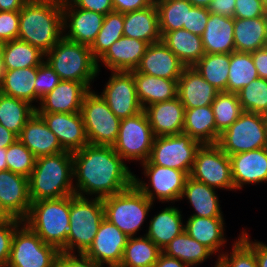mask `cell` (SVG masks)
Listing matches in <instances>:
<instances>
[{"mask_svg": "<svg viewBox=\"0 0 267 267\" xmlns=\"http://www.w3.org/2000/svg\"><path fill=\"white\" fill-rule=\"evenodd\" d=\"M215 190L216 189L205 183L194 180L192 177L188 176L185 181L181 200L186 198L194 211H196L191 216L207 218L223 217L219 204V197Z\"/></svg>", "mask_w": 267, "mask_h": 267, "instance_id": "33", "label": "cell"}, {"mask_svg": "<svg viewBox=\"0 0 267 267\" xmlns=\"http://www.w3.org/2000/svg\"><path fill=\"white\" fill-rule=\"evenodd\" d=\"M190 177L214 189L235 190L230 158L217 144L201 145Z\"/></svg>", "mask_w": 267, "mask_h": 267, "instance_id": "13", "label": "cell"}, {"mask_svg": "<svg viewBox=\"0 0 267 267\" xmlns=\"http://www.w3.org/2000/svg\"><path fill=\"white\" fill-rule=\"evenodd\" d=\"M54 1L62 6L73 2V0H54Z\"/></svg>", "mask_w": 267, "mask_h": 267, "instance_id": "68", "label": "cell"}, {"mask_svg": "<svg viewBox=\"0 0 267 267\" xmlns=\"http://www.w3.org/2000/svg\"><path fill=\"white\" fill-rule=\"evenodd\" d=\"M18 139L36 158L65 151L56 135L47 127L43 118L36 111L24 125Z\"/></svg>", "mask_w": 267, "mask_h": 267, "instance_id": "26", "label": "cell"}, {"mask_svg": "<svg viewBox=\"0 0 267 267\" xmlns=\"http://www.w3.org/2000/svg\"><path fill=\"white\" fill-rule=\"evenodd\" d=\"M215 263L216 264L214 267H218V258H217ZM200 264H202V263H185L184 267H194V266L196 267L197 265H200Z\"/></svg>", "mask_w": 267, "mask_h": 267, "instance_id": "67", "label": "cell"}, {"mask_svg": "<svg viewBox=\"0 0 267 267\" xmlns=\"http://www.w3.org/2000/svg\"><path fill=\"white\" fill-rule=\"evenodd\" d=\"M182 212L178 207L168 206L149 221L147 236L161 250L184 231Z\"/></svg>", "mask_w": 267, "mask_h": 267, "instance_id": "30", "label": "cell"}, {"mask_svg": "<svg viewBox=\"0 0 267 267\" xmlns=\"http://www.w3.org/2000/svg\"><path fill=\"white\" fill-rule=\"evenodd\" d=\"M62 10L63 36L70 41L91 46L102 28L105 15L76 8L72 3L63 5Z\"/></svg>", "mask_w": 267, "mask_h": 267, "instance_id": "17", "label": "cell"}, {"mask_svg": "<svg viewBox=\"0 0 267 267\" xmlns=\"http://www.w3.org/2000/svg\"><path fill=\"white\" fill-rule=\"evenodd\" d=\"M236 0H212L208 11L223 17L234 18Z\"/></svg>", "mask_w": 267, "mask_h": 267, "instance_id": "57", "label": "cell"}, {"mask_svg": "<svg viewBox=\"0 0 267 267\" xmlns=\"http://www.w3.org/2000/svg\"><path fill=\"white\" fill-rule=\"evenodd\" d=\"M182 133L204 144H216V124L211 105L185 108Z\"/></svg>", "mask_w": 267, "mask_h": 267, "instance_id": "35", "label": "cell"}, {"mask_svg": "<svg viewBox=\"0 0 267 267\" xmlns=\"http://www.w3.org/2000/svg\"><path fill=\"white\" fill-rule=\"evenodd\" d=\"M80 113L89 144L102 146L115 144L121 120L97 92L90 89L85 94Z\"/></svg>", "mask_w": 267, "mask_h": 267, "instance_id": "9", "label": "cell"}, {"mask_svg": "<svg viewBox=\"0 0 267 267\" xmlns=\"http://www.w3.org/2000/svg\"><path fill=\"white\" fill-rule=\"evenodd\" d=\"M19 11H0V43L18 39Z\"/></svg>", "mask_w": 267, "mask_h": 267, "instance_id": "51", "label": "cell"}, {"mask_svg": "<svg viewBox=\"0 0 267 267\" xmlns=\"http://www.w3.org/2000/svg\"><path fill=\"white\" fill-rule=\"evenodd\" d=\"M5 70L39 66L45 60V54L37 47L19 39L3 43Z\"/></svg>", "mask_w": 267, "mask_h": 267, "instance_id": "39", "label": "cell"}, {"mask_svg": "<svg viewBox=\"0 0 267 267\" xmlns=\"http://www.w3.org/2000/svg\"><path fill=\"white\" fill-rule=\"evenodd\" d=\"M201 145L199 141L184 133L156 136L149 159L140 164L169 167L184 171L190 176L196 152Z\"/></svg>", "mask_w": 267, "mask_h": 267, "instance_id": "10", "label": "cell"}, {"mask_svg": "<svg viewBox=\"0 0 267 267\" xmlns=\"http://www.w3.org/2000/svg\"><path fill=\"white\" fill-rule=\"evenodd\" d=\"M22 223V220L14 218L10 222L0 224V267L7 266L14 232Z\"/></svg>", "mask_w": 267, "mask_h": 267, "instance_id": "50", "label": "cell"}, {"mask_svg": "<svg viewBox=\"0 0 267 267\" xmlns=\"http://www.w3.org/2000/svg\"><path fill=\"white\" fill-rule=\"evenodd\" d=\"M243 111L265 114L267 111V79L257 78L238 93Z\"/></svg>", "mask_w": 267, "mask_h": 267, "instance_id": "46", "label": "cell"}, {"mask_svg": "<svg viewBox=\"0 0 267 267\" xmlns=\"http://www.w3.org/2000/svg\"><path fill=\"white\" fill-rule=\"evenodd\" d=\"M234 44L236 52L246 53L267 47V15L234 18Z\"/></svg>", "mask_w": 267, "mask_h": 267, "instance_id": "32", "label": "cell"}, {"mask_svg": "<svg viewBox=\"0 0 267 267\" xmlns=\"http://www.w3.org/2000/svg\"><path fill=\"white\" fill-rule=\"evenodd\" d=\"M89 89L81 82L61 80L57 86L41 98L37 113H78Z\"/></svg>", "mask_w": 267, "mask_h": 267, "instance_id": "21", "label": "cell"}, {"mask_svg": "<svg viewBox=\"0 0 267 267\" xmlns=\"http://www.w3.org/2000/svg\"><path fill=\"white\" fill-rule=\"evenodd\" d=\"M217 145L228 156L267 147V121L264 114L243 111L220 134Z\"/></svg>", "mask_w": 267, "mask_h": 267, "instance_id": "8", "label": "cell"}, {"mask_svg": "<svg viewBox=\"0 0 267 267\" xmlns=\"http://www.w3.org/2000/svg\"><path fill=\"white\" fill-rule=\"evenodd\" d=\"M235 190L246 184L267 182V147L230 155Z\"/></svg>", "mask_w": 267, "mask_h": 267, "instance_id": "20", "label": "cell"}, {"mask_svg": "<svg viewBox=\"0 0 267 267\" xmlns=\"http://www.w3.org/2000/svg\"><path fill=\"white\" fill-rule=\"evenodd\" d=\"M185 68V64L162 41H158L148 45L135 70L146 75L178 80Z\"/></svg>", "mask_w": 267, "mask_h": 267, "instance_id": "19", "label": "cell"}, {"mask_svg": "<svg viewBox=\"0 0 267 267\" xmlns=\"http://www.w3.org/2000/svg\"><path fill=\"white\" fill-rule=\"evenodd\" d=\"M148 43L138 39L122 36L115 41L107 52L97 61L98 71L100 63L110 71H133L139 65L145 54Z\"/></svg>", "mask_w": 267, "mask_h": 267, "instance_id": "23", "label": "cell"}, {"mask_svg": "<svg viewBox=\"0 0 267 267\" xmlns=\"http://www.w3.org/2000/svg\"><path fill=\"white\" fill-rule=\"evenodd\" d=\"M70 196V224L65 253H85L92 245L101 221L104 219L103 200L100 198ZM75 251V252H74Z\"/></svg>", "mask_w": 267, "mask_h": 267, "instance_id": "6", "label": "cell"}, {"mask_svg": "<svg viewBox=\"0 0 267 267\" xmlns=\"http://www.w3.org/2000/svg\"><path fill=\"white\" fill-rule=\"evenodd\" d=\"M240 235L254 248L258 267H267V245L260 241L250 240L245 230Z\"/></svg>", "mask_w": 267, "mask_h": 267, "instance_id": "58", "label": "cell"}, {"mask_svg": "<svg viewBox=\"0 0 267 267\" xmlns=\"http://www.w3.org/2000/svg\"><path fill=\"white\" fill-rule=\"evenodd\" d=\"M102 200L104 218L117 226L127 237H136L154 205L134 184Z\"/></svg>", "mask_w": 267, "mask_h": 267, "instance_id": "7", "label": "cell"}, {"mask_svg": "<svg viewBox=\"0 0 267 267\" xmlns=\"http://www.w3.org/2000/svg\"><path fill=\"white\" fill-rule=\"evenodd\" d=\"M70 196L31 202L23 222L46 244L59 251L66 245L70 224Z\"/></svg>", "mask_w": 267, "mask_h": 267, "instance_id": "5", "label": "cell"}, {"mask_svg": "<svg viewBox=\"0 0 267 267\" xmlns=\"http://www.w3.org/2000/svg\"><path fill=\"white\" fill-rule=\"evenodd\" d=\"M0 200L14 218L23 221L31 207L28 177L9 170L0 171Z\"/></svg>", "mask_w": 267, "mask_h": 267, "instance_id": "22", "label": "cell"}, {"mask_svg": "<svg viewBox=\"0 0 267 267\" xmlns=\"http://www.w3.org/2000/svg\"><path fill=\"white\" fill-rule=\"evenodd\" d=\"M161 252L145 235L129 237L119 267H153Z\"/></svg>", "mask_w": 267, "mask_h": 267, "instance_id": "38", "label": "cell"}, {"mask_svg": "<svg viewBox=\"0 0 267 267\" xmlns=\"http://www.w3.org/2000/svg\"><path fill=\"white\" fill-rule=\"evenodd\" d=\"M47 127L56 135L65 151L75 152L89 144L85 125L78 113H38Z\"/></svg>", "mask_w": 267, "mask_h": 267, "instance_id": "18", "label": "cell"}, {"mask_svg": "<svg viewBox=\"0 0 267 267\" xmlns=\"http://www.w3.org/2000/svg\"><path fill=\"white\" fill-rule=\"evenodd\" d=\"M154 134L145 111L120 121L119 134L114 151L123 160L145 162L149 159Z\"/></svg>", "mask_w": 267, "mask_h": 267, "instance_id": "12", "label": "cell"}, {"mask_svg": "<svg viewBox=\"0 0 267 267\" xmlns=\"http://www.w3.org/2000/svg\"><path fill=\"white\" fill-rule=\"evenodd\" d=\"M72 155L75 195L104 199L133 185V172L113 146L87 144Z\"/></svg>", "mask_w": 267, "mask_h": 267, "instance_id": "1", "label": "cell"}, {"mask_svg": "<svg viewBox=\"0 0 267 267\" xmlns=\"http://www.w3.org/2000/svg\"><path fill=\"white\" fill-rule=\"evenodd\" d=\"M4 59H3V43H0V83L5 72Z\"/></svg>", "mask_w": 267, "mask_h": 267, "instance_id": "66", "label": "cell"}, {"mask_svg": "<svg viewBox=\"0 0 267 267\" xmlns=\"http://www.w3.org/2000/svg\"><path fill=\"white\" fill-rule=\"evenodd\" d=\"M147 184L134 174L133 184L151 201L162 203L180 201L188 175L181 170L158 165H142ZM173 201V202H172Z\"/></svg>", "mask_w": 267, "mask_h": 267, "instance_id": "14", "label": "cell"}, {"mask_svg": "<svg viewBox=\"0 0 267 267\" xmlns=\"http://www.w3.org/2000/svg\"><path fill=\"white\" fill-rule=\"evenodd\" d=\"M72 4L76 8L90 10L102 15L114 11L112 0H73Z\"/></svg>", "mask_w": 267, "mask_h": 267, "instance_id": "55", "label": "cell"}, {"mask_svg": "<svg viewBox=\"0 0 267 267\" xmlns=\"http://www.w3.org/2000/svg\"><path fill=\"white\" fill-rule=\"evenodd\" d=\"M6 161L8 170L29 177L35 167V155L17 139L7 147Z\"/></svg>", "mask_w": 267, "mask_h": 267, "instance_id": "48", "label": "cell"}, {"mask_svg": "<svg viewBox=\"0 0 267 267\" xmlns=\"http://www.w3.org/2000/svg\"><path fill=\"white\" fill-rule=\"evenodd\" d=\"M18 139V136L0 124V148H7Z\"/></svg>", "mask_w": 267, "mask_h": 267, "instance_id": "61", "label": "cell"}, {"mask_svg": "<svg viewBox=\"0 0 267 267\" xmlns=\"http://www.w3.org/2000/svg\"><path fill=\"white\" fill-rule=\"evenodd\" d=\"M45 61L61 80L83 83L89 90L99 75L97 60L90 46L70 41L64 36L45 54Z\"/></svg>", "mask_w": 267, "mask_h": 267, "instance_id": "4", "label": "cell"}, {"mask_svg": "<svg viewBox=\"0 0 267 267\" xmlns=\"http://www.w3.org/2000/svg\"><path fill=\"white\" fill-rule=\"evenodd\" d=\"M209 17L208 8L193 6L191 9H187V31L202 36Z\"/></svg>", "mask_w": 267, "mask_h": 267, "instance_id": "53", "label": "cell"}, {"mask_svg": "<svg viewBox=\"0 0 267 267\" xmlns=\"http://www.w3.org/2000/svg\"><path fill=\"white\" fill-rule=\"evenodd\" d=\"M264 117H265V119L267 121V111L265 112Z\"/></svg>", "mask_w": 267, "mask_h": 267, "instance_id": "70", "label": "cell"}, {"mask_svg": "<svg viewBox=\"0 0 267 267\" xmlns=\"http://www.w3.org/2000/svg\"><path fill=\"white\" fill-rule=\"evenodd\" d=\"M219 91L192 66L186 67L177 83V97L184 108L211 105Z\"/></svg>", "mask_w": 267, "mask_h": 267, "instance_id": "25", "label": "cell"}, {"mask_svg": "<svg viewBox=\"0 0 267 267\" xmlns=\"http://www.w3.org/2000/svg\"><path fill=\"white\" fill-rule=\"evenodd\" d=\"M264 6L267 8V0H262Z\"/></svg>", "mask_w": 267, "mask_h": 267, "instance_id": "69", "label": "cell"}, {"mask_svg": "<svg viewBox=\"0 0 267 267\" xmlns=\"http://www.w3.org/2000/svg\"><path fill=\"white\" fill-rule=\"evenodd\" d=\"M7 148H0V171L8 170V164L6 161Z\"/></svg>", "mask_w": 267, "mask_h": 267, "instance_id": "64", "label": "cell"}, {"mask_svg": "<svg viewBox=\"0 0 267 267\" xmlns=\"http://www.w3.org/2000/svg\"><path fill=\"white\" fill-rule=\"evenodd\" d=\"M36 77L37 66L6 70L0 83V92L7 96L25 100L33 105Z\"/></svg>", "mask_w": 267, "mask_h": 267, "instance_id": "36", "label": "cell"}, {"mask_svg": "<svg viewBox=\"0 0 267 267\" xmlns=\"http://www.w3.org/2000/svg\"><path fill=\"white\" fill-rule=\"evenodd\" d=\"M193 6L208 8L212 0H188Z\"/></svg>", "mask_w": 267, "mask_h": 267, "instance_id": "65", "label": "cell"}, {"mask_svg": "<svg viewBox=\"0 0 267 267\" xmlns=\"http://www.w3.org/2000/svg\"><path fill=\"white\" fill-rule=\"evenodd\" d=\"M18 39L49 52L63 37V10L54 0H28L19 11Z\"/></svg>", "mask_w": 267, "mask_h": 267, "instance_id": "2", "label": "cell"}, {"mask_svg": "<svg viewBox=\"0 0 267 267\" xmlns=\"http://www.w3.org/2000/svg\"><path fill=\"white\" fill-rule=\"evenodd\" d=\"M55 267H105L99 265L83 253L59 252Z\"/></svg>", "mask_w": 267, "mask_h": 267, "instance_id": "54", "label": "cell"}, {"mask_svg": "<svg viewBox=\"0 0 267 267\" xmlns=\"http://www.w3.org/2000/svg\"><path fill=\"white\" fill-rule=\"evenodd\" d=\"M230 254L219 253L218 267H258L254 248L239 235Z\"/></svg>", "mask_w": 267, "mask_h": 267, "instance_id": "47", "label": "cell"}, {"mask_svg": "<svg viewBox=\"0 0 267 267\" xmlns=\"http://www.w3.org/2000/svg\"><path fill=\"white\" fill-rule=\"evenodd\" d=\"M123 36L145 41H161L159 13L155 2L144 9L124 13Z\"/></svg>", "mask_w": 267, "mask_h": 267, "instance_id": "27", "label": "cell"}, {"mask_svg": "<svg viewBox=\"0 0 267 267\" xmlns=\"http://www.w3.org/2000/svg\"><path fill=\"white\" fill-rule=\"evenodd\" d=\"M223 217H197L189 216L184 230L193 239L207 247L213 254L220 252L227 242L224 237L225 225Z\"/></svg>", "mask_w": 267, "mask_h": 267, "instance_id": "29", "label": "cell"}, {"mask_svg": "<svg viewBox=\"0 0 267 267\" xmlns=\"http://www.w3.org/2000/svg\"><path fill=\"white\" fill-rule=\"evenodd\" d=\"M155 0H112L115 12L127 13L151 6Z\"/></svg>", "mask_w": 267, "mask_h": 267, "instance_id": "56", "label": "cell"}, {"mask_svg": "<svg viewBox=\"0 0 267 267\" xmlns=\"http://www.w3.org/2000/svg\"><path fill=\"white\" fill-rule=\"evenodd\" d=\"M230 53L205 54L193 67L219 92H227Z\"/></svg>", "mask_w": 267, "mask_h": 267, "instance_id": "40", "label": "cell"}, {"mask_svg": "<svg viewBox=\"0 0 267 267\" xmlns=\"http://www.w3.org/2000/svg\"><path fill=\"white\" fill-rule=\"evenodd\" d=\"M28 0H0V11H20Z\"/></svg>", "mask_w": 267, "mask_h": 267, "instance_id": "62", "label": "cell"}, {"mask_svg": "<svg viewBox=\"0 0 267 267\" xmlns=\"http://www.w3.org/2000/svg\"><path fill=\"white\" fill-rule=\"evenodd\" d=\"M216 124V144L220 134L230 127L243 112L237 93L219 92L211 104Z\"/></svg>", "mask_w": 267, "mask_h": 267, "instance_id": "44", "label": "cell"}, {"mask_svg": "<svg viewBox=\"0 0 267 267\" xmlns=\"http://www.w3.org/2000/svg\"><path fill=\"white\" fill-rule=\"evenodd\" d=\"M143 110L155 137L182 133L185 108L178 97L152 104Z\"/></svg>", "mask_w": 267, "mask_h": 267, "instance_id": "24", "label": "cell"}, {"mask_svg": "<svg viewBox=\"0 0 267 267\" xmlns=\"http://www.w3.org/2000/svg\"><path fill=\"white\" fill-rule=\"evenodd\" d=\"M14 217L7 211V209L2 205L0 200V224L10 222Z\"/></svg>", "mask_w": 267, "mask_h": 267, "instance_id": "63", "label": "cell"}, {"mask_svg": "<svg viewBox=\"0 0 267 267\" xmlns=\"http://www.w3.org/2000/svg\"><path fill=\"white\" fill-rule=\"evenodd\" d=\"M128 238L117 226L104 218L92 245L84 254L99 265L119 267Z\"/></svg>", "mask_w": 267, "mask_h": 267, "instance_id": "16", "label": "cell"}, {"mask_svg": "<svg viewBox=\"0 0 267 267\" xmlns=\"http://www.w3.org/2000/svg\"><path fill=\"white\" fill-rule=\"evenodd\" d=\"M138 100L144 109L155 103L177 97L178 80L146 75L133 70Z\"/></svg>", "mask_w": 267, "mask_h": 267, "instance_id": "31", "label": "cell"}, {"mask_svg": "<svg viewBox=\"0 0 267 267\" xmlns=\"http://www.w3.org/2000/svg\"><path fill=\"white\" fill-rule=\"evenodd\" d=\"M162 253L184 263H204L213 253L184 230L164 247Z\"/></svg>", "mask_w": 267, "mask_h": 267, "instance_id": "41", "label": "cell"}, {"mask_svg": "<svg viewBox=\"0 0 267 267\" xmlns=\"http://www.w3.org/2000/svg\"><path fill=\"white\" fill-rule=\"evenodd\" d=\"M159 13L161 36L174 30H187V9L193 5L188 0H155Z\"/></svg>", "mask_w": 267, "mask_h": 267, "instance_id": "43", "label": "cell"}, {"mask_svg": "<svg viewBox=\"0 0 267 267\" xmlns=\"http://www.w3.org/2000/svg\"><path fill=\"white\" fill-rule=\"evenodd\" d=\"M73 179L72 152L36 158L35 167L28 177L31 202L75 195Z\"/></svg>", "mask_w": 267, "mask_h": 267, "instance_id": "3", "label": "cell"}, {"mask_svg": "<svg viewBox=\"0 0 267 267\" xmlns=\"http://www.w3.org/2000/svg\"><path fill=\"white\" fill-rule=\"evenodd\" d=\"M124 14L110 12L104 17L102 28L90 46L93 57L98 61L110 46L123 36Z\"/></svg>", "mask_w": 267, "mask_h": 267, "instance_id": "45", "label": "cell"}, {"mask_svg": "<svg viewBox=\"0 0 267 267\" xmlns=\"http://www.w3.org/2000/svg\"><path fill=\"white\" fill-rule=\"evenodd\" d=\"M262 0H236L234 18L252 19L266 15Z\"/></svg>", "mask_w": 267, "mask_h": 267, "instance_id": "52", "label": "cell"}, {"mask_svg": "<svg viewBox=\"0 0 267 267\" xmlns=\"http://www.w3.org/2000/svg\"><path fill=\"white\" fill-rule=\"evenodd\" d=\"M201 38L205 54L234 52V18L210 13Z\"/></svg>", "mask_w": 267, "mask_h": 267, "instance_id": "28", "label": "cell"}, {"mask_svg": "<svg viewBox=\"0 0 267 267\" xmlns=\"http://www.w3.org/2000/svg\"><path fill=\"white\" fill-rule=\"evenodd\" d=\"M259 78L251 53H230L227 93H238L251 81Z\"/></svg>", "mask_w": 267, "mask_h": 267, "instance_id": "42", "label": "cell"}, {"mask_svg": "<svg viewBox=\"0 0 267 267\" xmlns=\"http://www.w3.org/2000/svg\"><path fill=\"white\" fill-rule=\"evenodd\" d=\"M59 252L23 222L14 232L6 267H55Z\"/></svg>", "mask_w": 267, "mask_h": 267, "instance_id": "11", "label": "cell"}, {"mask_svg": "<svg viewBox=\"0 0 267 267\" xmlns=\"http://www.w3.org/2000/svg\"><path fill=\"white\" fill-rule=\"evenodd\" d=\"M161 41L186 67L194 66L205 55L201 36L185 29L166 32L161 36Z\"/></svg>", "mask_w": 267, "mask_h": 267, "instance_id": "34", "label": "cell"}, {"mask_svg": "<svg viewBox=\"0 0 267 267\" xmlns=\"http://www.w3.org/2000/svg\"><path fill=\"white\" fill-rule=\"evenodd\" d=\"M259 78L267 79V47L251 52Z\"/></svg>", "mask_w": 267, "mask_h": 267, "instance_id": "59", "label": "cell"}, {"mask_svg": "<svg viewBox=\"0 0 267 267\" xmlns=\"http://www.w3.org/2000/svg\"><path fill=\"white\" fill-rule=\"evenodd\" d=\"M100 96L120 120L143 111L137 97L133 71H111Z\"/></svg>", "mask_w": 267, "mask_h": 267, "instance_id": "15", "label": "cell"}, {"mask_svg": "<svg viewBox=\"0 0 267 267\" xmlns=\"http://www.w3.org/2000/svg\"><path fill=\"white\" fill-rule=\"evenodd\" d=\"M184 264L185 263L179 259L169 257L161 252L153 267H184Z\"/></svg>", "mask_w": 267, "mask_h": 267, "instance_id": "60", "label": "cell"}, {"mask_svg": "<svg viewBox=\"0 0 267 267\" xmlns=\"http://www.w3.org/2000/svg\"><path fill=\"white\" fill-rule=\"evenodd\" d=\"M36 107L25 100L0 92V124L19 136L28 119L35 113Z\"/></svg>", "mask_w": 267, "mask_h": 267, "instance_id": "37", "label": "cell"}, {"mask_svg": "<svg viewBox=\"0 0 267 267\" xmlns=\"http://www.w3.org/2000/svg\"><path fill=\"white\" fill-rule=\"evenodd\" d=\"M61 81L58 74L44 60L37 66V77L35 80V101L41 100L47 93L51 92Z\"/></svg>", "mask_w": 267, "mask_h": 267, "instance_id": "49", "label": "cell"}]
</instances>
